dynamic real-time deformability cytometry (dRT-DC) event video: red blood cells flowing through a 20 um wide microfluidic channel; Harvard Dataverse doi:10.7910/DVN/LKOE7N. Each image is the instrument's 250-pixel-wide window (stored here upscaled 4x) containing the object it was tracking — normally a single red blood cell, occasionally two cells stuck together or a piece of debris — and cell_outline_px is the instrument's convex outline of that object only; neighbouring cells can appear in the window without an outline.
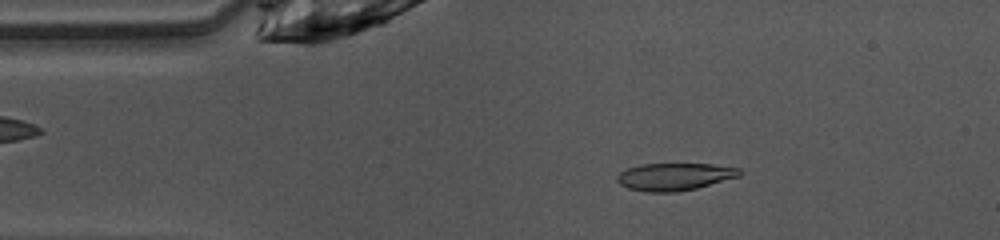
{"species": "common noctule bat (a hibernating species)", "species_latin": "Nyctalus noctula", "temperature_condition": "warm", "stored_images_in_passage": 42, "camera_frame_rate_fps": 3000, "um_per_image_px": 0.085, "animal": {"sex": "female", "body_mass_g": 10.0, "forearm_length_mm": 53.1}, "frame": {"image": 1, "passage_image": 2, "time_ms": 0.333, "image_size_px": [1000, 240], "cell_outline_px": [[744, 172], [740, 176], [696, 188], [676, 192], [648, 192], [628, 188], [620, 184], [616, 180], [616, 176], [620, 172], [628, 168], [640, 164], [712, 164], [740, 168]], "centroid_in_image_um": [57.35, 15.01], "position_along_channel_um": 27.7, "area_um2": 19.59}}
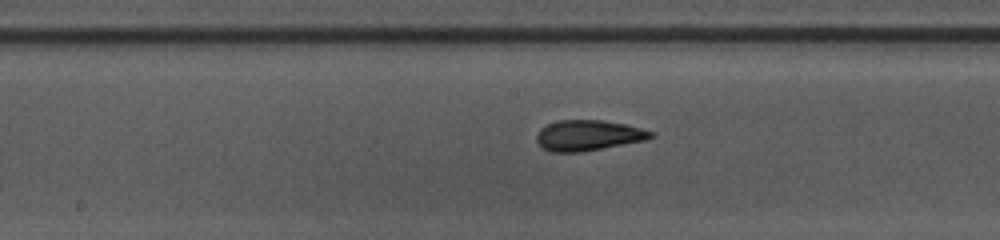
{"frame": {"image": 2, "passage_image": 17, "time_ms": 5.333, "image_size_px": [1000, 240], "cell_outline_px": [[656, 136], [644, 140], [580, 152], [548, 152], [536, 140], [536, 136], [540, 128], [548, 124], [560, 120], [604, 120], [624, 124], [656, 132]], "centroid_in_image_um": [50.0, 11.5], "position_along_channel_um": 198.2, "area_um2": 20.23}}
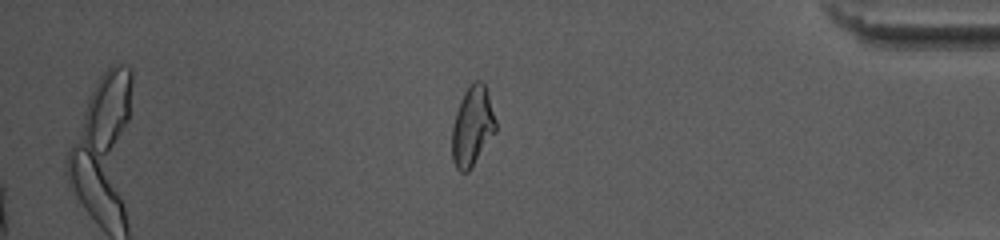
{"frame": {"image": 3, "passage_image": 34, "time_ms": 11.0, "image_size_px": [1000, 240], "cell_outline_px": [[496, 132], [468, 172], [460, 172], [456, 168], [452, 160], [452, 128], [456, 112], [460, 100], [464, 92], [476, 80], [480, 80], [484, 84], [488, 92], [496, 120]], "centroid_in_image_um": [40.15, 10.75], "position_along_channel_um": 395.0, "area_um2": 20.23}, "authors_computed_cell_mechanics": {"area_um2": 20.1433, "velocity_mm_per_s": 4.0853, "shape_relaxation_time_tau1_ms": 6.5691, "shape_relaxation_time_tau2_ms": 1.3778, "deformation_change_tau1": 0.195, "deformation_change_tau2": 0.0703}}